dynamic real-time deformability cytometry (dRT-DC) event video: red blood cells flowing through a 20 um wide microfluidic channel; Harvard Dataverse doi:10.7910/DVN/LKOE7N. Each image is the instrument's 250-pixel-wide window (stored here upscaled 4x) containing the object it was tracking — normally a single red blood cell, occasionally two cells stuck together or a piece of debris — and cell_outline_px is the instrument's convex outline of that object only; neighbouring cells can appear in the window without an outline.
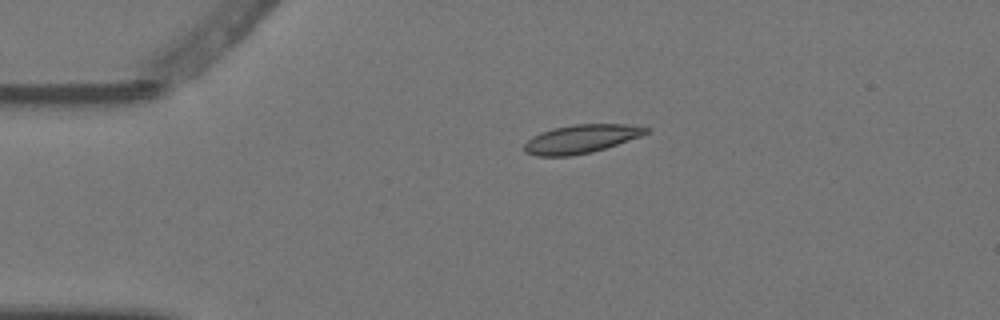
{"species": "Egyptian fruit bat (a non-hibernating species)", "species_latin": "Rousettus aegyptiacus", "temperature_condition": "warm", "stored_images_in_passage": 4, "camera_frame_rate_fps": 3000, "um_per_image_px": 0.085, "animal": {"sex": "female"}, "frame": {"image": 1, "passage_image": 3, "time_ms": 0.667, "image_size_px": [1000, 320], "cell_outline_px": [[652, 128], [648, 132], [640, 136], [592, 152], [572, 156], [536, 156], [524, 152], [524, 144], [532, 136], [540, 132], [552, 128], [572, 124], [624, 124]], "centroid_in_image_um": [49.35, 11.8], "position_along_channel_um": 35.7, "area_um2": 20.23}}